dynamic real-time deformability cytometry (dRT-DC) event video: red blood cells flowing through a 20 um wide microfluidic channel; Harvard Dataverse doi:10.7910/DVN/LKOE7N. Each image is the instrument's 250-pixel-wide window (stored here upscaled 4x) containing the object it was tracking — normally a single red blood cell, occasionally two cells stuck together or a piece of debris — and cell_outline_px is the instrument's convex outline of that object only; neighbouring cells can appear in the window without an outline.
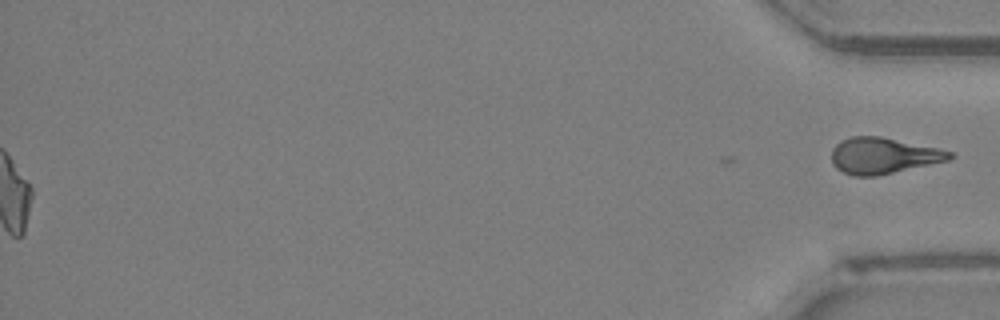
{"species": "Egyptian fruit bat (a non-hibernating species)", "species_latin": "Rousettus aegyptiacus", "temperature_condition": "room temperature", "stored_images_in_passage": 36, "segment_of_instrument_passage": [2, 2], "camera_frame_rate_fps": 3000, "um_per_image_px": 0.085, "animal": {"sex": "female"}, "frame": {"image": 1, "passage_image": 36, "time_ms": 11.667, "image_size_px": [1000, 320], "cell_outline_px": [[952, 156], [948, 160], [876, 176], [852, 176], [836, 168], [832, 164], [832, 148], [840, 140], [852, 136], [880, 136], [936, 148], [952, 152]], "centroid_in_image_um": [75.01, 13.23], "position_along_channel_um": 360.2, "area_um2": 24.57}}